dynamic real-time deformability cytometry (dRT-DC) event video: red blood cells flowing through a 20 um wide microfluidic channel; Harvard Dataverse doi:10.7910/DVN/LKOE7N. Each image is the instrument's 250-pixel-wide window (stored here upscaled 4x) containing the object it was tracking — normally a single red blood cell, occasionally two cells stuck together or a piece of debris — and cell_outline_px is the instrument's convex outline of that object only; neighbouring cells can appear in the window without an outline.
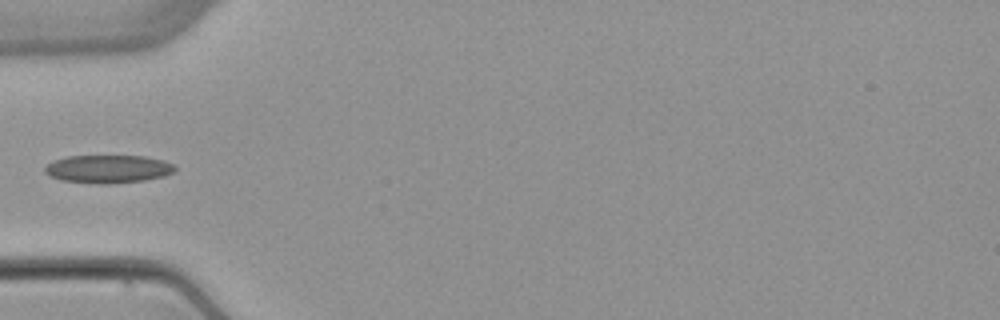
{"species": "common noctule bat (a hibernating species)", "species_latin": "Nyctalus noctula", "temperature_condition": "warm", "stored_images_in_passage": 5, "camera_frame_rate_fps": 3000, "um_per_image_px": 0.085, "animal": {"sex": "female", "body_mass_g": 22.7, "forearm_length_mm": 54.2}, "frame": {"image": 1, "passage_image": 5, "time_ms": 5.0, "image_size_px": [1000, 320], "cell_outline_px": [[176, 168], [172, 172], [164, 176], [144, 180], [108, 184], [96, 184], [60, 180], [48, 176], [44, 172], [44, 168], [52, 160], [64, 156], [144, 156], [164, 160], [172, 164]], "centroid_in_image_um": [9.13, 14.36], "position_along_channel_um": 75.9, "area_um2": 21.44}}